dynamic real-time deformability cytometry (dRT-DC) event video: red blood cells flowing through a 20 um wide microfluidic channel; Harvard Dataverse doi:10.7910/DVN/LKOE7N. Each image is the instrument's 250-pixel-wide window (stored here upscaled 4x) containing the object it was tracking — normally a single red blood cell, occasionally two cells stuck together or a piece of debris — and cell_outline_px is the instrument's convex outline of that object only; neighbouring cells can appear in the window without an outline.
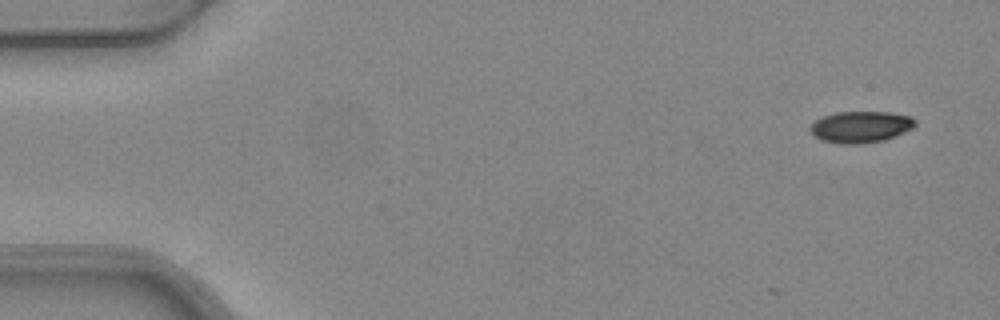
{"species": "common noctule bat (a hibernating species)", "species_latin": "Nyctalus noctula", "temperature_condition": "warm", "stored_images_in_passage": 4, "camera_frame_rate_fps": 3000, "um_per_image_px": 0.085, "animal": {"sex": "female", "body_mass_g": 24.6, "forearm_length_mm": 56.2}, "frame": {"image": 1, "passage_image": 1, "time_ms": 0.0, "image_size_px": [1000, 320], "cell_outline_px": [[916, 124], [912, 128], [904, 132], [884, 140], [860, 144], [840, 144], [820, 140], [812, 136], [808, 128], [816, 120], [824, 116], [836, 112], [888, 112], [912, 116], [916, 120]], "centroid_in_image_um": [73.13, 10.79], "position_along_channel_um": 11.9, "area_um2": 19.42}}
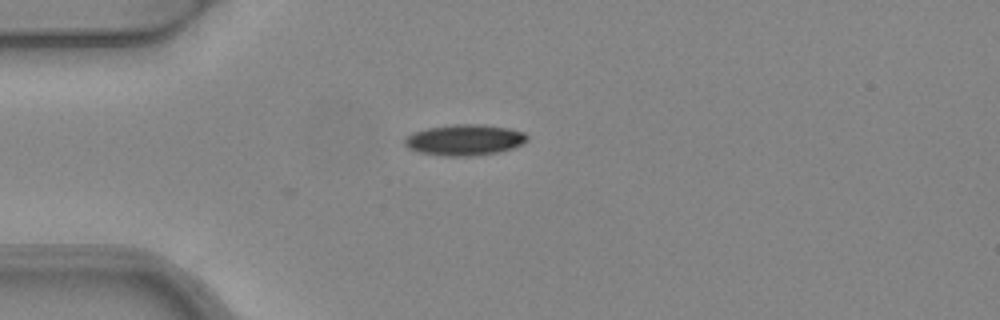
{"frame": {"image": 2, "passage_image": 4, "time_ms": 1.0, "image_size_px": [1000, 320], "cell_outline_px": [[528, 140], [512, 148], [496, 152], [472, 156], [444, 156], [420, 152], [408, 148], [404, 144], [404, 140], [412, 132], [428, 128], [452, 124], [480, 124], [508, 128], [524, 132], [528, 136]], "centroid_in_image_um": [39.47, 11.89], "position_along_channel_um": 45.5, "area_um2": 21.96}}